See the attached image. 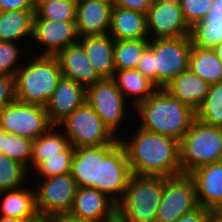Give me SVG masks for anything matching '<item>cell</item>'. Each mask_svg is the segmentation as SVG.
Here are the masks:
<instances>
[{
	"instance_id": "7",
	"label": "cell",
	"mask_w": 222,
	"mask_h": 222,
	"mask_svg": "<svg viewBox=\"0 0 222 222\" xmlns=\"http://www.w3.org/2000/svg\"><path fill=\"white\" fill-rule=\"evenodd\" d=\"M149 48L154 52L156 86L164 88L175 77L189 69L190 36L149 39Z\"/></svg>"
},
{
	"instance_id": "47",
	"label": "cell",
	"mask_w": 222,
	"mask_h": 222,
	"mask_svg": "<svg viewBox=\"0 0 222 222\" xmlns=\"http://www.w3.org/2000/svg\"><path fill=\"white\" fill-rule=\"evenodd\" d=\"M4 144H5V131L0 128V154H2Z\"/></svg>"
},
{
	"instance_id": "19",
	"label": "cell",
	"mask_w": 222,
	"mask_h": 222,
	"mask_svg": "<svg viewBox=\"0 0 222 222\" xmlns=\"http://www.w3.org/2000/svg\"><path fill=\"white\" fill-rule=\"evenodd\" d=\"M56 57L63 76L71 78L85 89L101 80L79 43L67 46Z\"/></svg>"
},
{
	"instance_id": "1",
	"label": "cell",
	"mask_w": 222,
	"mask_h": 222,
	"mask_svg": "<svg viewBox=\"0 0 222 222\" xmlns=\"http://www.w3.org/2000/svg\"><path fill=\"white\" fill-rule=\"evenodd\" d=\"M136 129L129 131L130 136L119 138L126 150L132 175L170 178L183 174L180 142L138 125Z\"/></svg>"
},
{
	"instance_id": "43",
	"label": "cell",
	"mask_w": 222,
	"mask_h": 222,
	"mask_svg": "<svg viewBox=\"0 0 222 222\" xmlns=\"http://www.w3.org/2000/svg\"><path fill=\"white\" fill-rule=\"evenodd\" d=\"M52 222H91L85 221L71 216L70 214H62L52 218Z\"/></svg>"
},
{
	"instance_id": "35",
	"label": "cell",
	"mask_w": 222,
	"mask_h": 222,
	"mask_svg": "<svg viewBox=\"0 0 222 222\" xmlns=\"http://www.w3.org/2000/svg\"><path fill=\"white\" fill-rule=\"evenodd\" d=\"M33 141L27 137L5 132V144L2 154L31 169Z\"/></svg>"
},
{
	"instance_id": "9",
	"label": "cell",
	"mask_w": 222,
	"mask_h": 222,
	"mask_svg": "<svg viewBox=\"0 0 222 222\" xmlns=\"http://www.w3.org/2000/svg\"><path fill=\"white\" fill-rule=\"evenodd\" d=\"M127 101L113 79H101L86 89V102L118 138L122 136L118 133L121 132V127L132 108L128 106Z\"/></svg>"
},
{
	"instance_id": "20",
	"label": "cell",
	"mask_w": 222,
	"mask_h": 222,
	"mask_svg": "<svg viewBox=\"0 0 222 222\" xmlns=\"http://www.w3.org/2000/svg\"><path fill=\"white\" fill-rule=\"evenodd\" d=\"M116 210V204L95 188L78 187L70 215L85 221L102 222Z\"/></svg>"
},
{
	"instance_id": "3",
	"label": "cell",
	"mask_w": 222,
	"mask_h": 222,
	"mask_svg": "<svg viewBox=\"0 0 222 222\" xmlns=\"http://www.w3.org/2000/svg\"><path fill=\"white\" fill-rule=\"evenodd\" d=\"M27 57L15 75L17 100L46 107L63 75L58 58L33 54Z\"/></svg>"
},
{
	"instance_id": "30",
	"label": "cell",
	"mask_w": 222,
	"mask_h": 222,
	"mask_svg": "<svg viewBox=\"0 0 222 222\" xmlns=\"http://www.w3.org/2000/svg\"><path fill=\"white\" fill-rule=\"evenodd\" d=\"M149 47V39L115 40V70L136 69L140 58Z\"/></svg>"
},
{
	"instance_id": "24",
	"label": "cell",
	"mask_w": 222,
	"mask_h": 222,
	"mask_svg": "<svg viewBox=\"0 0 222 222\" xmlns=\"http://www.w3.org/2000/svg\"><path fill=\"white\" fill-rule=\"evenodd\" d=\"M34 15L35 9L0 11V41L21 44L28 40L32 51L36 45L32 44Z\"/></svg>"
},
{
	"instance_id": "45",
	"label": "cell",
	"mask_w": 222,
	"mask_h": 222,
	"mask_svg": "<svg viewBox=\"0 0 222 222\" xmlns=\"http://www.w3.org/2000/svg\"><path fill=\"white\" fill-rule=\"evenodd\" d=\"M212 218L216 222H222V212H219L217 209L212 210Z\"/></svg>"
},
{
	"instance_id": "13",
	"label": "cell",
	"mask_w": 222,
	"mask_h": 222,
	"mask_svg": "<svg viewBox=\"0 0 222 222\" xmlns=\"http://www.w3.org/2000/svg\"><path fill=\"white\" fill-rule=\"evenodd\" d=\"M146 27L149 39L190 36L191 32L179 0L154 2L146 13Z\"/></svg>"
},
{
	"instance_id": "4",
	"label": "cell",
	"mask_w": 222,
	"mask_h": 222,
	"mask_svg": "<svg viewBox=\"0 0 222 222\" xmlns=\"http://www.w3.org/2000/svg\"><path fill=\"white\" fill-rule=\"evenodd\" d=\"M165 177L132 175L117 212L129 222H156Z\"/></svg>"
},
{
	"instance_id": "11",
	"label": "cell",
	"mask_w": 222,
	"mask_h": 222,
	"mask_svg": "<svg viewBox=\"0 0 222 222\" xmlns=\"http://www.w3.org/2000/svg\"><path fill=\"white\" fill-rule=\"evenodd\" d=\"M199 208L193 179L188 174L166 178L156 222H176Z\"/></svg>"
},
{
	"instance_id": "17",
	"label": "cell",
	"mask_w": 222,
	"mask_h": 222,
	"mask_svg": "<svg viewBox=\"0 0 222 222\" xmlns=\"http://www.w3.org/2000/svg\"><path fill=\"white\" fill-rule=\"evenodd\" d=\"M112 8L99 0H78L75 22L78 36L109 34Z\"/></svg>"
},
{
	"instance_id": "27",
	"label": "cell",
	"mask_w": 222,
	"mask_h": 222,
	"mask_svg": "<svg viewBox=\"0 0 222 222\" xmlns=\"http://www.w3.org/2000/svg\"><path fill=\"white\" fill-rule=\"evenodd\" d=\"M192 46L213 49L222 42V0H214L208 16L191 27Z\"/></svg>"
},
{
	"instance_id": "46",
	"label": "cell",
	"mask_w": 222,
	"mask_h": 222,
	"mask_svg": "<svg viewBox=\"0 0 222 222\" xmlns=\"http://www.w3.org/2000/svg\"><path fill=\"white\" fill-rule=\"evenodd\" d=\"M213 50L215 51L218 59L221 61L222 63V42L218 45H216Z\"/></svg>"
},
{
	"instance_id": "18",
	"label": "cell",
	"mask_w": 222,
	"mask_h": 222,
	"mask_svg": "<svg viewBox=\"0 0 222 222\" xmlns=\"http://www.w3.org/2000/svg\"><path fill=\"white\" fill-rule=\"evenodd\" d=\"M188 175L193 179L199 207L217 209L222 203V161L200 166Z\"/></svg>"
},
{
	"instance_id": "26",
	"label": "cell",
	"mask_w": 222,
	"mask_h": 222,
	"mask_svg": "<svg viewBox=\"0 0 222 222\" xmlns=\"http://www.w3.org/2000/svg\"><path fill=\"white\" fill-rule=\"evenodd\" d=\"M113 80L124 98L131 102L128 104L134 109L158 89L151 80L136 69L115 70Z\"/></svg>"
},
{
	"instance_id": "34",
	"label": "cell",
	"mask_w": 222,
	"mask_h": 222,
	"mask_svg": "<svg viewBox=\"0 0 222 222\" xmlns=\"http://www.w3.org/2000/svg\"><path fill=\"white\" fill-rule=\"evenodd\" d=\"M74 154L75 148L70 144L64 151L57 153V156L45 157V160L34 169L35 171H32V174L34 172L37 178L68 174Z\"/></svg>"
},
{
	"instance_id": "49",
	"label": "cell",
	"mask_w": 222,
	"mask_h": 222,
	"mask_svg": "<svg viewBox=\"0 0 222 222\" xmlns=\"http://www.w3.org/2000/svg\"><path fill=\"white\" fill-rule=\"evenodd\" d=\"M99 1L105 2L113 7L116 5V0H99Z\"/></svg>"
},
{
	"instance_id": "10",
	"label": "cell",
	"mask_w": 222,
	"mask_h": 222,
	"mask_svg": "<svg viewBox=\"0 0 222 222\" xmlns=\"http://www.w3.org/2000/svg\"><path fill=\"white\" fill-rule=\"evenodd\" d=\"M53 124L45 107L15 100L0 111V128L7 133L27 137L32 141Z\"/></svg>"
},
{
	"instance_id": "14",
	"label": "cell",
	"mask_w": 222,
	"mask_h": 222,
	"mask_svg": "<svg viewBox=\"0 0 222 222\" xmlns=\"http://www.w3.org/2000/svg\"><path fill=\"white\" fill-rule=\"evenodd\" d=\"M121 142L100 147L75 148L70 174L80 188H95L101 192L102 162Z\"/></svg>"
},
{
	"instance_id": "12",
	"label": "cell",
	"mask_w": 222,
	"mask_h": 222,
	"mask_svg": "<svg viewBox=\"0 0 222 222\" xmlns=\"http://www.w3.org/2000/svg\"><path fill=\"white\" fill-rule=\"evenodd\" d=\"M75 22L76 21L34 19L32 41H36L35 43L39 45V47L36 46L35 48L39 50L43 48L39 53L37 52L38 49H36V51L34 50L33 53L27 49V52L39 56H56L67 46L78 43L79 36Z\"/></svg>"
},
{
	"instance_id": "44",
	"label": "cell",
	"mask_w": 222,
	"mask_h": 222,
	"mask_svg": "<svg viewBox=\"0 0 222 222\" xmlns=\"http://www.w3.org/2000/svg\"><path fill=\"white\" fill-rule=\"evenodd\" d=\"M102 222H129L126 221L118 212L115 210L110 216L105 218Z\"/></svg>"
},
{
	"instance_id": "21",
	"label": "cell",
	"mask_w": 222,
	"mask_h": 222,
	"mask_svg": "<svg viewBox=\"0 0 222 222\" xmlns=\"http://www.w3.org/2000/svg\"><path fill=\"white\" fill-rule=\"evenodd\" d=\"M78 43L84 48L97 75L101 79H113L115 39L109 34L85 36L79 37Z\"/></svg>"
},
{
	"instance_id": "51",
	"label": "cell",
	"mask_w": 222,
	"mask_h": 222,
	"mask_svg": "<svg viewBox=\"0 0 222 222\" xmlns=\"http://www.w3.org/2000/svg\"><path fill=\"white\" fill-rule=\"evenodd\" d=\"M152 1H153V3H154V2H158V1H164V0H152Z\"/></svg>"
},
{
	"instance_id": "32",
	"label": "cell",
	"mask_w": 222,
	"mask_h": 222,
	"mask_svg": "<svg viewBox=\"0 0 222 222\" xmlns=\"http://www.w3.org/2000/svg\"><path fill=\"white\" fill-rule=\"evenodd\" d=\"M76 0H36L34 19L76 21Z\"/></svg>"
},
{
	"instance_id": "33",
	"label": "cell",
	"mask_w": 222,
	"mask_h": 222,
	"mask_svg": "<svg viewBox=\"0 0 222 222\" xmlns=\"http://www.w3.org/2000/svg\"><path fill=\"white\" fill-rule=\"evenodd\" d=\"M196 119L208 126L222 128V82L210 85L202 106L196 112Z\"/></svg>"
},
{
	"instance_id": "16",
	"label": "cell",
	"mask_w": 222,
	"mask_h": 222,
	"mask_svg": "<svg viewBox=\"0 0 222 222\" xmlns=\"http://www.w3.org/2000/svg\"><path fill=\"white\" fill-rule=\"evenodd\" d=\"M85 101L86 89L71 78L62 75L45 107L50 122L58 125Z\"/></svg>"
},
{
	"instance_id": "22",
	"label": "cell",
	"mask_w": 222,
	"mask_h": 222,
	"mask_svg": "<svg viewBox=\"0 0 222 222\" xmlns=\"http://www.w3.org/2000/svg\"><path fill=\"white\" fill-rule=\"evenodd\" d=\"M0 216L27 222L38 220L40 215L36 207L34 186L29 183L14 190L0 192Z\"/></svg>"
},
{
	"instance_id": "31",
	"label": "cell",
	"mask_w": 222,
	"mask_h": 222,
	"mask_svg": "<svg viewBox=\"0 0 222 222\" xmlns=\"http://www.w3.org/2000/svg\"><path fill=\"white\" fill-rule=\"evenodd\" d=\"M30 177L28 169L19 162L0 154V192L14 190L28 184Z\"/></svg>"
},
{
	"instance_id": "29",
	"label": "cell",
	"mask_w": 222,
	"mask_h": 222,
	"mask_svg": "<svg viewBox=\"0 0 222 222\" xmlns=\"http://www.w3.org/2000/svg\"><path fill=\"white\" fill-rule=\"evenodd\" d=\"M69 145L63 130L58 125H52L44 134L33 140L30 172L34 171L45 157L57 156V153L64 151Z\"/></svg>"
},
{
	"instance_id": "36",
	"label": "cell",
	"mask_w": 222,
	"mask_h": 222,
	"mask_svg": "<svg viewBox=\"0 0 222 222\" xmlns=\"http://www.w3.org/2000/svg\"><path fill=\"white\" fill-rule=\"evenodd\" d=\"M23 47L22 44L0 41V74L16 75L26 59L27 53L24 56V50H22L23 53L21 51V49H25Z\"/></svg>"
},
{
	"instance_id": "15",
	"label": "cell",
	"mask_w": 222,
	"mask_h": 222,
	"mask_svg": "<svg viewBox=\"0 0 222 222\" xmlns=\"http://www.w3.org/2000/svg\"><path fill=\"white\" fill-rule=\"evenodd\" d=\"M132 176L124 146L120 143L102 162L101 192L117 204Z\"/></svg>"
},
{
	"instance_id": "48",
	"label": "cell",
	"mask_w": 222,
	"mask_h": 222,
	"mask_svg": "<svg viewBox=\"0 0 222 222\" xmlns=\"http://www.w3.org/2000/svg\"><path fill=\"white\" fill-rule=\"evenodd\" d=\"M0 222H27V221L11 217L0 216Z\"/></svg>"
},
{
	"instance_id": "52",
	"label": "cell",
	"mask_w": 222,
	"mask_h": 222,
	"mask_svg": "<svg viewBox=\"0 0 222 222\" xmlns=\"http://www.w3.org/2000/svg\"><path fill=\"white\" fill-rule=\"evenodd\" d=\"M209 222H216V221L213 218H211Z\"/></svg>"
},
{
	"instance_id": "5",
	"label": "cell",
	"mask_w": 222,
	"mask_h": 222,
	"mask_svg": "<svg viewBox=\"0 0 222 222\" xmlns=\"http://www.w3.org/2000/svg\"><path fill=\"white\" fill-rule=\"evenodd\" d=\"M222 161V128L208 126L196 119L180 142L183 174Z\"/></svg>"
},
{
	"instance_id": "39",
	"label": "cell",
	"mask_w": 222,
	"mask_h": 222,
	"mask_svg": "<svg viewBox=\"0 0 222 222\" xmlns=\"http://www.w3.org/2000/svg\"><path fill=\"white\" fill-rule=\"evenodd\" d=\"M142 75L156 85V70H154V52L148 47L140 58L136 67Z\"/></svg>"
},
{
	"instance_id": "8",
	"label": "cell",
	"mask_w": 222,
	"mask_h": 222,
	"mask_svg": "<svg viewBox=\"0 0 222 222\" xmlns=\"http://www.w3.org/2000/svg\"><path fill=\"white\" fill-rule=\"evenodd\" d=\"M37 179L33 186L40 217L52 219L62 214H69L78 189L73 176L68 173Z\"/></svg>"
},
{
	"instance_id": "50",
	"label": "cell",
	"mask_w": 222,
	"mask_h": 222,
	"mask_svg": "<svg viewBox=\"0 0 222 222\" xmlns=\"http://www.w3.org/2000/svg\"><path fill=\"white\" fill-rule=\"evenodd\" d=\"M217 210H218L219 212H222V203H221V205L217 208Z\"/></svg>"
},
{
	"instance_id": "37",
	"label": "cell",
	"mask_w": 222,
	"mask_h": 222,
	"mask_svg": "<svg viewBox=\"0 0 222 222\" xmlns=\"http://www.w3.org/2000/svg\"><path fill=\"white\" fill-rule=\"evenodd\" d=\"M183 17L192 27L195 23L204 20L212 9L214 0H179Z\"/></svg>"
},
{
	"instance_id": "38",
	"label": "cell",
	"mask_w": 222,
	"mask_h": 222,
	"mask_svg": "<svg viewBox=\"0 0 222 222\" xmlns=\"http://www.w3.org/2000/svg\"><path fill=\"white\" fill-rule=\"evenodd\" d=\"M15 100H17L15 76L0 74V111Z\"/></svg>"
},
{
	"instance_id": "25",
	"label": "cell",
	"mask_w": 222,
	"mask_h": 222,
	"mask_svg": "<svg viewBox=\"0 0 222 222\" xmlns=\"http://www.w3.org/2000/svg\"><path fill=\"white\" fill-rule=\"evenodd\" d=\"M109 35L115 40L149 39L146 27V14L114 6L111 12Z\"/></svg>"
},
{
	"instance_id": "41",
	"label": "cell",
	"mask_w": 222,
	"mask_h": 222,
	"mask_svg": "<svg viewBox=\"0 0 222 222\" xmlns=\"http://www.w3.org/2000/svg\"><path fill=\"white\" fill-rule=\"evenodd\" d=\"M36 0H0V11L35 9Z\"/></svg>"
},
{
	"instance_id": "40",
	"label": "cell",
	"mask_w": 222,
	"mask_h": 222,
	"mask_svg": "<svg viewBox=\"0 0 222 222\" xmlns=\"http://www.w3.org/2000/svg\"><path fill=\"white\" fill-rule=\"evenodd\" d=\"M212 218V210L199 207L195 211L181 216L176 222H209Z\"/></svg>"
},
{
	"instance_id": "28",
	"label": "cell",
	"mask_w": 222,
	"mask_h": 222,
	"mask_svg": "<svg viewBox=\"0 0 222 222\" xmlns=\"http://www.w3.org/2000/svg\"><path fill=\"white\" fill-rule=\"evenodd\" d=\"M189 69L210 85L222 82V63L211 48L192 46Z\"/></svg>"
},
{
	"instance_id": "23",
	"label": "cell",
	"mask_w": 222,
	"mask_h": 222,
	"mask_svg": "<svg viewBox=\"0 0 222 222\" xmlns=\"http://www.w3.org/2000/svg\"><path fill=\"white\" fill-rule=\"evenodd\" d=\"M164 88L181 103L197 112L209 92L210 84L187 69Z\"/></svg>"
},
{
	"instance_id": "42",
	"label": "cell",
	"mask_w": 222,
	"mask_h": 222,
	"mask_svg": "<svg viewBox=\"0 0 222 222\" xmlns=\"http://www.w3.org/2000/svg\"><path fill=\"white\" fill-rule=\"evenodd\" d=\"M152 4V0H116L115 6L140 11L146 14Z\"/></svg>"
},
{
	"instance_id": "6",
	"label": "cell",
	"mask_w": 222,
	"mask_h": 222,
	"mask_svg": "<svg viewBox=\"0 0 222 222\" xmlns=\"http://www.w3.org/2000/svg\"><path fill=\"white\" fill-rule=\"evenodd\" d=\"M58 126L64 130L63 133L74 148L100 147L120 142L86 101Z\"/></svg>"
},
{
	"instance_id": "2",
	"label": "cell",
	"mask_w": 222,
	"mask_h": 222,
	"mask_svg": "<svg viewBox=\"0 0 222 222\" xmlns=\"http://www.w3.org/2000/svg\"><path fill=\"white\" fill-rule=\"evenodd\" d=\"M138 126L146 131L168 136L181 142L196 120V112L173 97L165 88H158L135 109ZM141 120V121H140Z\"/></svg>"
}]
</instances>
